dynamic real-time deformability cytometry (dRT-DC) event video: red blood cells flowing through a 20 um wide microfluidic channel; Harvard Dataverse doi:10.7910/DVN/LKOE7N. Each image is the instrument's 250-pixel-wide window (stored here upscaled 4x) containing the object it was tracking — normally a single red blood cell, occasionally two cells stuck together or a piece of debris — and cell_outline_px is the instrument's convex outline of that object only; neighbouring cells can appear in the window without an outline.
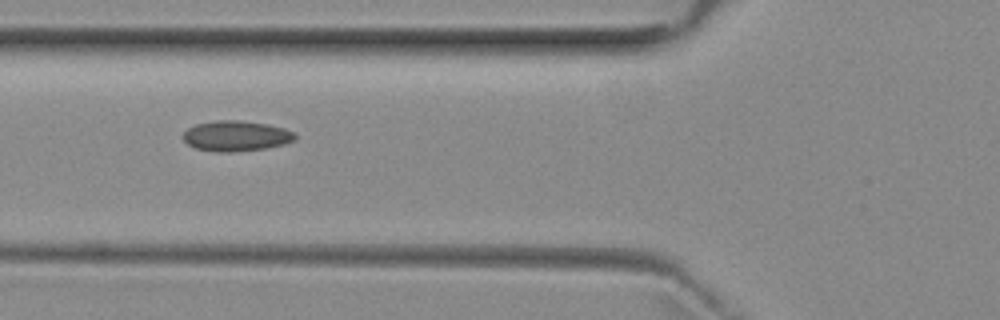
{"species": "common noctule bat (a hibernating species)", "species_latin": "Nyctalus noctula", "temperature_condition": "room temperature", "stored_images_in_passage": 7, "camera_frame_rate_fps": 3000, "um_per_image_px": 0.085, "animal": {"sex": "female", "body_mass_g": 29.2, "forearm_length_mm": 56.3}, "frame": {"image": 1, "passage_image": 6, "time_ms": 5.667, "image_size_px": [1000, 320], "cell_outline_px": [[296, 140], [284, 144], [264, 148], [232, 152], [216, 152], [196, 148], [188, 144], [184, 140], [184, 132], [188, 128], [196, 124], [216, 120], [240, 120], [268, 124], [284, 128], [296, 132]], "centroid_in_image_um": [20.1, 11.55], "position_along_channel_um": 105.7, "area_um2": 19.88}}
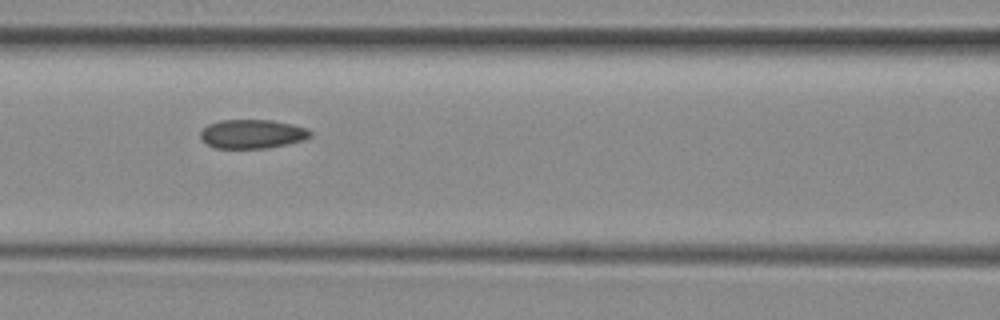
{"frame": {"image": 2, "passage_image": 7, "time_ms": 6.667, "image_size_px": [1000, 320], "cell_outline_px": [[312, 136], [304, 140], [288, 144], [268, 148], [216, 148], [200, 140], [200, 132], [208, 124], [220, 120], [272, 120], [292, 124], [308, 128], [312, 132]], "centroid_in_image_um": [21.46, 11.38], "position_along_channel_um": 145.1, "area_um2": 18.73}}